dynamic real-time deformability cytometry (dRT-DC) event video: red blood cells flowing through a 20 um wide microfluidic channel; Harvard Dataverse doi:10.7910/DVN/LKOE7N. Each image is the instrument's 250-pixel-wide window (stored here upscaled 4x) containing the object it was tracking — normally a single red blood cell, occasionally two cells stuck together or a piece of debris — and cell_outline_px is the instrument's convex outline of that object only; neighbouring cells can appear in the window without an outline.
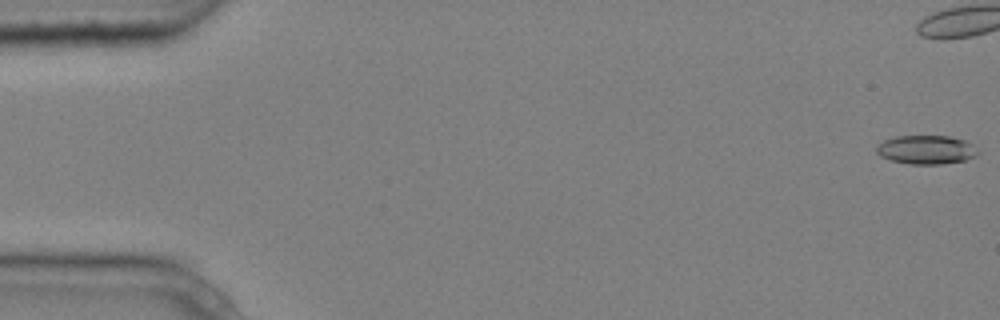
{"species": "common noctule bat (a hibernating species)", "species_latin": "Nyctalus noctula", "temperature_condition": "cold", "stored_images_in_passage": 14, "camera_frame_rate_fps": 3000, "um_per_image_px": 0.085, "animal": {"sex": "male", "body_mass_g": 20.4}, "frame": {"image": 1, "passage_image": 1, "time_ms": 0.0, "image_size_px": [1000, 320], "cell_outline_px": [[980, 152], [976, 156], [964, 160], [940, 164], [908, 164], [892, 160], [880, 156], [876, 152], [876, 144], [884, 140], [896, 136], [948, 136], [964, 140], [972, 144]], "centroid_in_image_um": [78.71, 12.72], "position_along_channel_um": 6.3, "area_um2": 17.05}}